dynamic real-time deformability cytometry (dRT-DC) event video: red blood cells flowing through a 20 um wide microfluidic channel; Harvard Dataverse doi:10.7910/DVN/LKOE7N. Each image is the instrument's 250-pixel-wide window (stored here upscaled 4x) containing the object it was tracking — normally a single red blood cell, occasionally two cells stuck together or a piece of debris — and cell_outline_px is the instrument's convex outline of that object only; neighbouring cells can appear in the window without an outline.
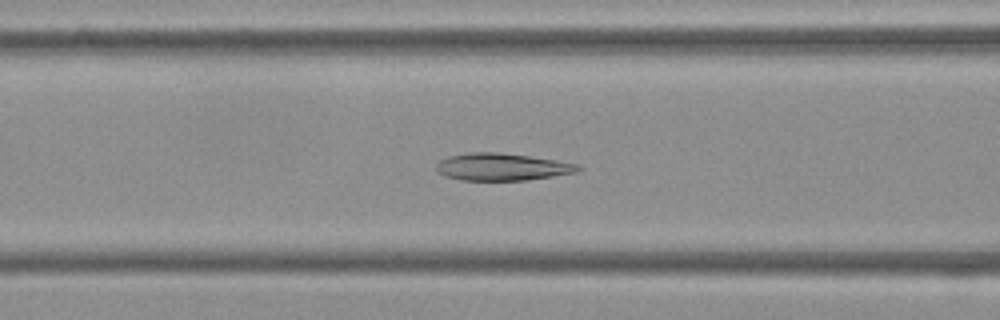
{"species": "Egyptian fruit bat (a non-hibernating species)", "species_latin": "Rousettus aegyptiacus", "temperature_condition": "cold", "stored_images_in_passage": 52, "camera_frame_rate_fps": 3000, "um_per_image_px": 0.085, "frame": {"image": 1, "passage_image": 20, "time_ms": 6.333, "image_size_px": [1000, 320], "cell_outline_px": [[584, 168], [580, 172], [528, 180], [460, 180], [444, 176], [436, 172], [436, 164], [440, 160], [448, 156], [468, 152], [496, 152], [528, 156], [556, 160], [580, 164]], "centroid_in_image_um": [42.69, 14.19], "position_along_channel_um": 123.9, "area_um2": 22.83}}
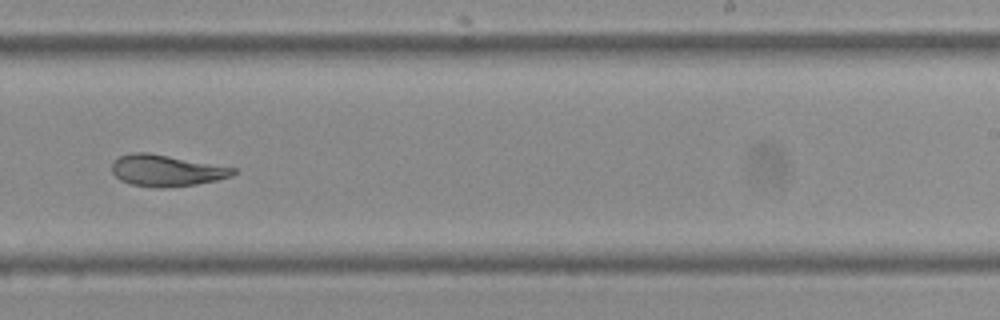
{"frame": {"image": 2, "passage_image": 32, "time_ms": 10.333, "image_size_px": [1000, 320], "cell_outline_px": [[236, 172], [232, 176], [216, 180], [196, 184], [160, 188], [156, 188], [132, 184], [120, 180], [112, 172], [112, 160], [120, 156], [132, 152], [148, 152], [236, 168]], "centroid_in_image_um": [14.11, 14.49], "position_along_channel_um": 274.9, "area_um2": 22.14}}
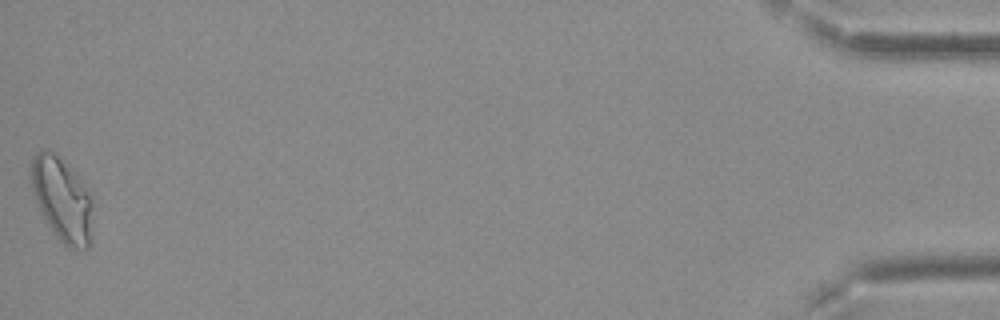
{"frame": {"image": 3, "passage_image": 52, "time_ms": 17.0, "image_size_px": [1000, 320], "cell_outline_px": [[92, 244], [88, 248], [68, 248], [56, 236], [44, 220], [40, 212], [28, 176], [28, 160], [40, 148], [48, 148], [56, 152], [92, 188]], "centroid_in_image_um": [5.27, 16.85], "position_along_channel_um": 429.9, "area_um2": 31.96}, "authors_computed_cell_mechanics": {"area_um2": 23.987, "velocity_mm_per_s": 3.778, "shape_relaxation_time_tau1_ms": 8.7114, "shape_relaxation_time_tau2_ms": 3.1013, "deformation_change_tau1": 0.2007, "deformation_change_tau2": 0.0656}}